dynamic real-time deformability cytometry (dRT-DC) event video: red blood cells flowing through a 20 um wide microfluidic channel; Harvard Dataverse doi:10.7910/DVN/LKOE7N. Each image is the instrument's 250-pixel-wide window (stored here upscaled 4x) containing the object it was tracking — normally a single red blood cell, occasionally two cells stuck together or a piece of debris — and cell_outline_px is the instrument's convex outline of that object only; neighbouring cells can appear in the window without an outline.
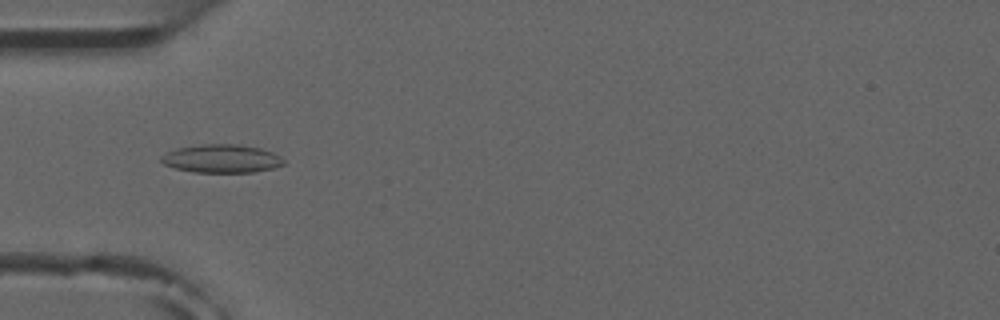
{"species": "common noctule bat (a hibernating species)", "species_latin": "Nyctalus noctula", "temperature_condition": "room temperature", "stored_images_in_passage": 7, "camera_frame_rate_fps": 3000, "um_per_image_px": 0.085, "animal": {"sex": "male", "forearm_length_mm": 52.5}, "frame": {"image": 1, "passage_image": 5, "time_ms": 5.333, "image_size_px": [1000, 320], "cell_outline_px": [[284, 164], [272, 168], [252, 172], [192, 172], [176, 168], [164, 164], [160, 160], [160, 156], [168, 152], [180, 148], [200, 144], [236, 144], [260, 148], [272, 152], [280, 156], [284, 160]], "centroid_in_image_um": [18.84, 13.48], "position_along_channel_um": 66.2, "area_um2": 20.0}}
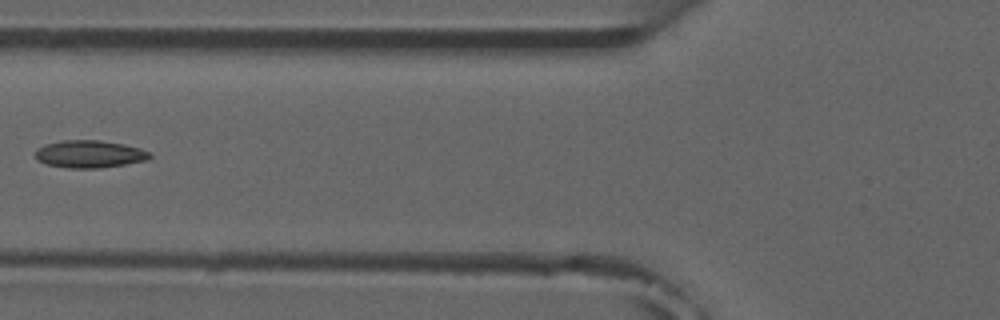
{"frame": {"image": 2, "passage_image": 6, "time_ms": 6.667, "image_size_px": [1000, 320], "cell_outline_px": [[152, 156], [148, 160], [100, 168], [68, 168], [48, 164], [36, 160], [36, 148], [44, 144], [60, 140], [100, 140], [124, 144], [140, 148], [148, 152]], "centroid_in_image_um": [7.59, 13.09], "position_along_channel_um": 118.2, "area_um2": 18.38}}
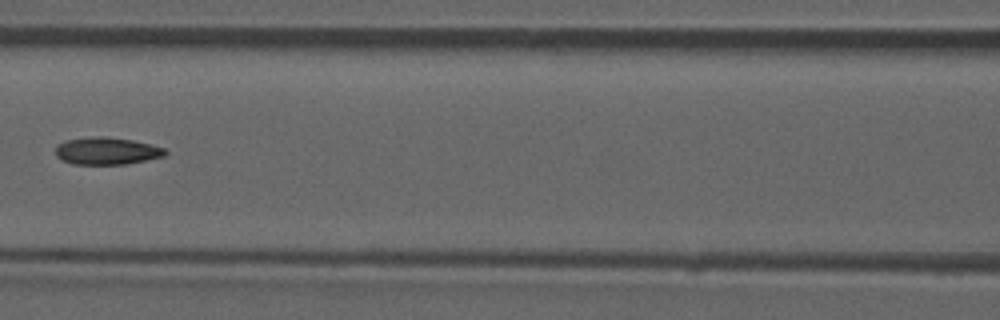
{"frame": {"image": 3, "passage_image": 7, "time_ms": 7.667, "image_size_px": [1000, 320], "cell_outline_px": [[168, 152], [164, 156], [124, 164], [72, 164], [60, 160], [56, 156], [56, 144], [64, 140], [96, 136], [100, 136], [132, 140], [152, 144], [164, 148]], "centroid_in_image_um": [9.03, 12.83], "position_along_channel_um": 157.6, "area_um2": 17.46}}